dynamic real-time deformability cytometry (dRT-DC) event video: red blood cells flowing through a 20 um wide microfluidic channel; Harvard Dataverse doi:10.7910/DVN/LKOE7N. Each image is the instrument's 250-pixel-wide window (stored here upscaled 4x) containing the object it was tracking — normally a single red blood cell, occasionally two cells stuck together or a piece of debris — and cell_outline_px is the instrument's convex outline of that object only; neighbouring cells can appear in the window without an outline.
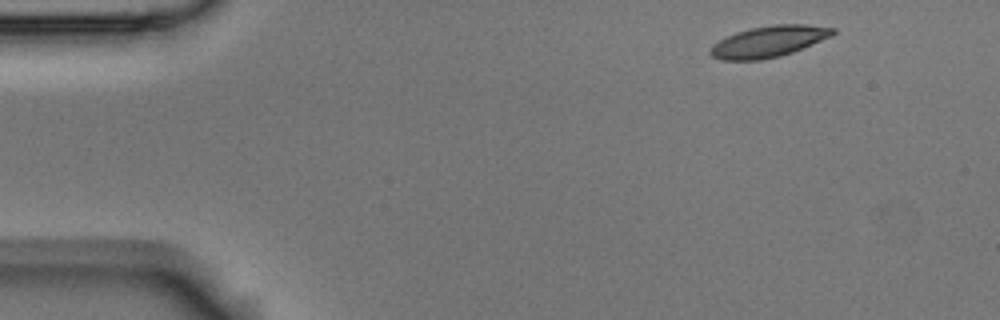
{"species": "Egyptian fruit bat (a non-hibernating species)", "species_latin": "Rousettus aegyptiacus", "temperature_condition": "room temperature", "stored_images_in_passage": 50, "camera_frame_rate_fps": 3000, "um_per_image_px": 0.085, "animal": {"sex": "male"}, "frame": {"image": 1, "passage_image": 1, "time_ms": 0.0, "image_size_px": [1000, 320], "cell_outline_px": [[836, 32], [832, 36], [792, 52], [780, 56], [760, 60], [720, 60], [712, 56], [708, 52], [712, 44], [736, 32], [752, 28], [772, 24], [808, 24], [836, 28]], "centroid_in_image_um": [65.35, 3.52], "position_along_channel_um": 19.7, "area_um2": 22.31}}
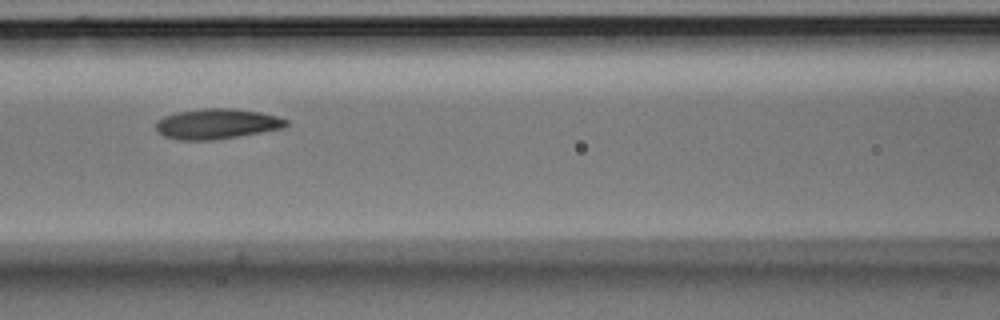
{"frame": {"image": 2, "passage_image": 19, "time_ms": 6.0, "image_size_px": [1000, 320], "cell_outline_px": [[288, 124], [284, 128], [240, 136], [216, 140], [180, 140], [164, 136], [156, 132], [156, 120], [164, 116], [176, 112], [204, 108], [232, 108], [260, 112], [276, 116], [288, 120]], "centroid_in_image_um": [18.41, 10.53], "position_along_channel_um": 148.2, "area_um2": 23.18}}
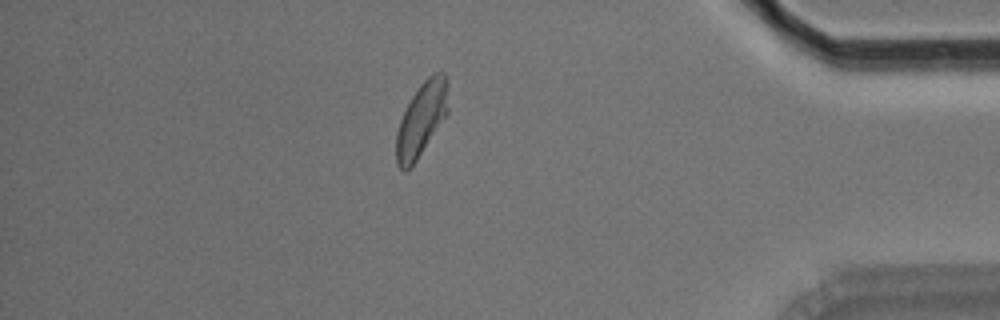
{"frame": {"image": 3, "passage_image": 43, "time_ms": 14.0, "image_size_px": [1000, 320], "cell_outline_px": [[448, 112], [416, 160], [404, 172], [396, 164], [396, 132], [400, 120], [412, 96], [420, 84], [432, 72], [444, 72], [448, 76]], "centroid_in_image_um": [35.84, 10.08], "position_along_channel_um": 399.4, "area_um2": 22.2}}